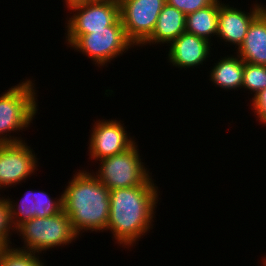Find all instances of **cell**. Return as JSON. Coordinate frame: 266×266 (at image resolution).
Listing matches in <instances>:
<instances>
[{
	"label": "cell",
	"instance_id": "1",
	"mask_svg": "<svg viewBox=\"0 0 266 266\" xmlns=\"http://www.w3.org/2000/svg\"><path fill=\"white\" fill-rule=\"evenodd\" d=\"M158 193L160 191L156 185L110 190V214L106 231L111 232L120 247L129 250L153 229L156 204L160 200Z\"/></svg>",
	"mask_w": 266,
	"mask_h": 266
},
{
	"label": "cell",
	"instance_id": "2",
	"mask_svg": "<svg viewBox=\"0 0 266 266\" xmlns=\"http://www.w3.org/2000/svg\"><path fill=\"white\" fill-rule=\"evenodd\" d=\"M77 171L62 192L63 211L78 236L85 231L104 232L110 214V190L89 170Z\"/></svg>",
	"mask_w": 266,
	"mask_h": 266
},
{
	"label": "cell",
	"instance_id": "3",
	"mask_svg": "<svg viewBox=\"0 0 266 266\" xmlns=\"http://www.w3.org/2000/svg\"><path fill=\"white\" fill-rule=\"evenodd\" d=\"M33 82L32 79L21 80L0 95V144L25 141L22 137H12L11 133L30 127L38 113V91Z\"/></svg>",
	"mask_w": 266,
	"mask_h": 266
},
{
	"label": "cell",
	"instance_id": "4",
	"mask_svg": "<svg viewBox=\"0 0 266 266\" xmlns=\"http://www.w3.org/2000/svg\"><path fill=\"white\" fill-rule=\"evenodd\" d=\"M15 232L24 241L23 250L38 254L48 249L64 247L79 237L74 231L69 216L62 210L54 216L35 217L19 225Z\"/></svg>",
	"mask_w": 266,
	"mask_h": 266
},
{
	"label": "cell",
	"instance_id": "5",
	"mask_svg": "<svg viewBox=\"0 0 266 266\" xmlns=\"http://www.w3.org/2000/svg\"><path fill=\"white\" fill-rule=\"evenodd\" d=\"M138 142L127 150L99 160V169L91 173L109 190L140 185H156L150 169L141 159Z\"/></svg>",
	"mask_w": 266,
	"mask_h": 266
},
{
	"label": "cell",
	"instance_id": "6",
	"mask_svg": "<svg viewBox=\"0 0 266 266\" xmlns=\"http://www.w3.org/2000/svg\"><path fill=\"white\" fill-rule=\"evenodd\" d=\"M65 38L67 46L88 56L98 67L107 66L108 62L120 57L128 49L135 48L126 37L120 18L106 27V30L83 35H66Z\"/></svg>",
	"mask_w": 266,
	"mask_h": 266
},
{
	"label": "cell",
	"instance_id": "7",
	"mask_svg": "<svg viewBox=\"0 0 266 266\" xmlns=\"http://www.w3.org/2000/svg\"><path fill=\"white\" fill-rule=\"evenodd\" d=\"M120 19L128 40L141 45L151 36L166 0H118Z\"/></svg>",
	"mask_w": 266,
	"mask_h": 266
},
{
	"label": "cell",
	"instance_id": "8",
	"mask_svg": "<svg viewBox=\"0 0 266 266\" xmlns=\"http://www.w3.org/2000/svg\"><path fill=\"white\" fill-rule=\"evenodd\" d=\"M68 11H72L70 14L73 15L66 18V35H83L106 30V27L120 18L118 0H91L73 6Z\"/></svg>",
	"mask_w": 266,
	"mask_h": 266
},
{
	"label": "cell",
	"instance_id": "9",
	"mask_svg": "<svg viewBox=\"0 0 266 266\" xmlns=\"http://www.w3.org/2000/svg\"><path fill=\"white\" fill-rule=\"evenodd\" d=\"M37 154L26 141L0 144V190L21 184L38 170Z\"/></svg>",
	"mask_w": 266,
	"mask_h": 266
},
{
	"label": "cell",
	"instance_id": "10",
	"mask_svg": "<svg viewBox=\"0 0 266 266\" xmlns=\"http://www.w3.org/2000/svg\"><path fill=\"white\" fill-rule=\"evenodd\" d=\"M125 128L124 123L116 119L95 121L89 136V158L97 162L130 148L136 140Z\"/></svg>",
	"mask_w": 266,
	"mask_h": 266
},
{
	"label": "cell",
	"instance_id": "11",
	"mask_svg": "<svg viewBox=\"0 0 266 266\" xmlns=\"http://www.w3.org/2000/svg\"><path fill=\"white\" fill-rule=\"evenodd\" d=\"M225 4L222 2L219 5L218 33L216 37L222 42L225 41L224 43L227 45H234L235 50H238L244 42L250 24L266 9V5L253 3L250 11L246 12L245 10L234 8L228 3Z\"/></svg>",
	"mask_w": 266,
	"mask_h": 266
},
{
	"label": "cell",
	"instance_id": "12",
	"mask_svg": "<svg viewBox=\"0 0 266 266\" xmlns=\"http://www.w3.org/2000/svg\"><path fill=\"white\" fill-rule=\"evenodd\" d=\"M24 194L18 202L6 198L10 221L14 229L32 218L54 216L63 210L62 193L59 198L56 197L55 199L43 190H27Z\"/></svg>",
	"mask_w": 266,
	"mask_h": 266
},
{
	"label": "cell",
	"instance_id": "13",
	"mask_svg": "<svg viewBox=\"0 0 266 266\" xmlns=\"http://www.w3.org/2000/svg\"><path fill=\"white\" fill-rule=\"evenodd\" d=\"M213 43L194 34L184 32L168 46V62L175 68H187L203 66V62L211 57ZM211 52V53H210Z\"/></svg>",
	"mask_w": 266,
	"mask_h": 266
},
{
	"label": "cell",
	"instance_id": "14",
	"mask_svg": "<svg viewBox=\"0 0 266 266\" xmlns=\"http://www.w3.org/2000/svg\"><path fill=\"white\" fill-rule=\"evenodd\" d=\"M186 28V15L168 4L163 6L151 36L141 45L167 44L177 39Z\"/></svg>",
	"mask_w": 266,
	"mask_h": 266
},
{
	"label": "cell",
	"instance_id": "15",
	"mask_svg": "<svg viewBox=\"0 0 266 266\" xmlns=\"http://www.w3.org/2000/svg\"><path fill=\"white\" fill-rule=\"evenodd\" d=\"M234 53L244 62L266 66V9L250 24L244 42Z\"/></svg>",
	"mask_w": 266,
	"mask_h": 266
},
{
	"label": "cell",
	"instance_id": "16",
	"mask_svg": "<svg viewBox=\"0 0 266 266\" xmlns=\"http://www.w3.org/2000/svg\"><path fill=\"white\" fill-rule=\"evenodd\" d=\"M220 58L209 72V81L211 80L215 87H221L225 91L240 90L243 82L244 61L237 54L220 56Z\"/></svg>",
	"mask_w": 266,
	"mask_h": 266
},
{
	"label": "cell",
	"instance_id": "17",
	"mask_svg": "<svg viewBox=\"0 0 266 266\" xmlns=\"http://www.w3.org/2000/svg\"><path fill=\"white\" fill-rule=\"evenodd\" d=\"M221 1L215 0L211 5L187 14L185 31L211 42V37H216L218 33V12Z\"/></svg>",
	"mask_w": 266,
	"mask_h": 266
},
{
	"label": "cell",
	"instance_id": "18",
	"mask_svg": "<svg viewBox=\"0 0 266 266\" xmlns=\"http://www.w3.org/2000/svg\"><path fill=\"white\" fill-rule=\"evenodd\" d=\"M16 246V247H15ZM15 246L0 247V266H45L40 254ZM37 254V255H36ZM39 255V256H38Z\"/></svg>",
	"mask_w": 266,
	"mask_h": 266
},
{
	"label": "cell",
	"instance_id": "19",
	"mask_svg": "<svg viewBox=\"0 0 266 266\" xmlns=\"http://www.w3.org/2000/svg\"><path fill=\"white\" fill-rule=\"evenodd\" d=\"M242 88L249 90L253 96L266 89V66L244 62Z\"/></svg>",
	"mask_w": 266,
	"mask_h": 266
},
{
	"label": "cell",
	"instance_id": "20",
	"mask_svg": "<svg viewBox=\"0 0 266 266\" xmlns=\"http://www.w3.org/2000/svg\"><path fill=\"white\" fill-rule=\"evenodd\" d=\"M1 196V194H0ZM15 229L10 221V213L6 198L0 197V247L13 245L10 240Z\"/></svg>",
	"mask_w": 266,
	"mask_h": 266
},
{
	"label": "cell",
	"instance_id": "21",
	"mask_svg": "<svg viewBox=\"0 0 266 266\" xmlns=\"http://www.w3.org/2000/svg\"><path fill=\"white\" fill-rule=\"evenodd\" d=\"M215 0H166V4L177 8L185 15L211 5Z\"/></svg>",
	"mask_w": 266,
	"mask_h": 266
},
{
	"label": "cell",
	"instance_id": "22",
	"mask_svg": "<svg viewBox=\"0 0 266 266\" xmlns=\"http://www.w3.org/2000/svg\"><path fill=\"white\" fill-rule=\"evenodd\" d=\"M250 104L251 110H253L257 118L256 120H260L259 122L266 126V89L253 96Z\"/></svg>",
	"mask_w": 266,
	"mask_h": 266
},
{
	"label": "cell",
	"instance_id": "23",
	"mask_svg": "<svg viewBox=\"0 0 266 266\" xmlns=\"http://www.w3.org/2000/svg\"><path fill=\"white\" fill-rule=\"evenodd\" d=\"M64 1H65L64 3L66 4L67 9L69 10L73 6L84 4L91 0H64Z\"/></svg>",
	"mask_w": 266,
	"mask_h": 266
},
{
	"label": "cell",
	"instance_id": "24",
	"mask_svg": "<svg viewBox=\"0 0 266 266\" xmlns=\"http://www.w3.org/2000/svg\"><path fill=\"white\" fill-rule=\"evenodd\" d=\"M262 261H263V262H262L261 264H263V265H261V266H266V256H265V258H263Z\"/></svg>",
	"mask_w": 266,
	"mask_h": 266
}]
</instances>
